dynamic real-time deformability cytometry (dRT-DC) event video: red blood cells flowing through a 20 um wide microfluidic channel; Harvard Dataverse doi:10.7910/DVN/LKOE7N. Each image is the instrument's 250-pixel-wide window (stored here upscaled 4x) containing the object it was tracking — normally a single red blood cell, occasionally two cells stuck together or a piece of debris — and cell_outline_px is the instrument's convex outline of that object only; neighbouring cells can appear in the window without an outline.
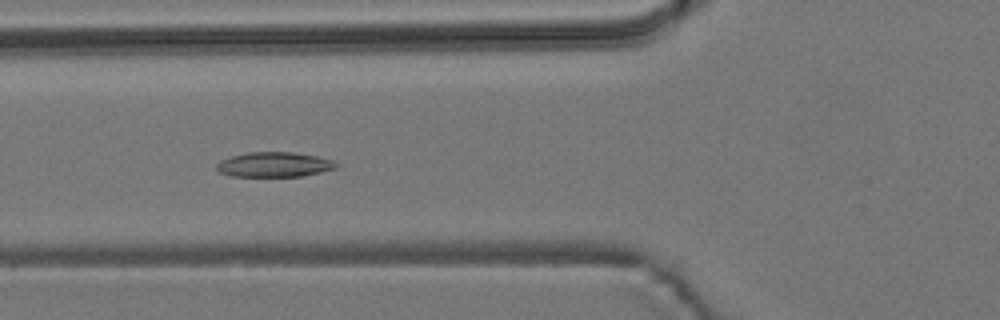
{"species": "common noctule bat (a hibernating species)", "species_latin": "Nyctalus noctula", "temperature_condition": "room temperature", "stored_images_in_passage": 39, "camera_frame_rate_fps": 3000, "um_per_image_px": 0.085, "animal": {"sex": "male", "body_mass_g": 19.2, "forearm_length_mm": 51.8}, "frame": {"image": 1, "passage_image": 3, "time_ms": 0.667, "image_size_px": [1000, 320], "cell_outline_px": [[340, 164], [336, 168], [320, 172], [300, 176], [228, 176], [220, 172], [216, 168], [216, 164], [220, 160], [232, 156], [248, 152], [292, 152], [316, 156], [332, 160]], "centroid_in_image_um": [23.29, 13.98], "position_along_channel_um": 102.5, "area_um2": 17.28}}
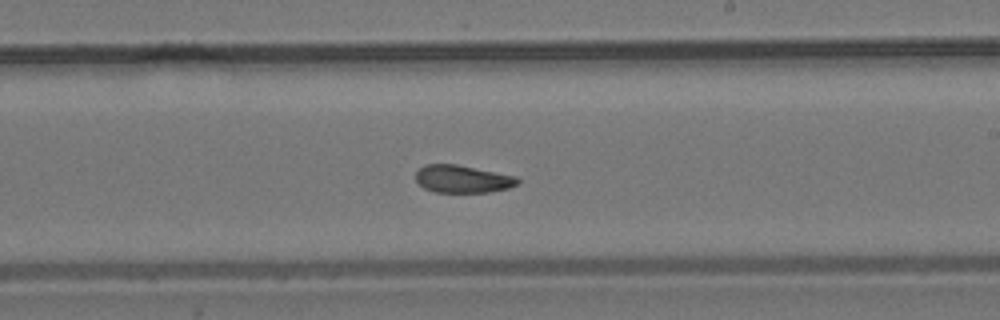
{"frame": {"image": 2, "passage_image": 15, "time_ms": 4.667, "image_size_px": [1000, 320], "cell_outline_px": [[520, 184], [508, 188], [488, 192], [436, 192], [424, 188], [416, 180], [416, 172], [424, 164], [456, 164], [516, 176], [520, 180]], "centroid_in_image_um": [39.33, 15.21], "position_along_channel_um": 249.7, "area_um2": 16.36}}
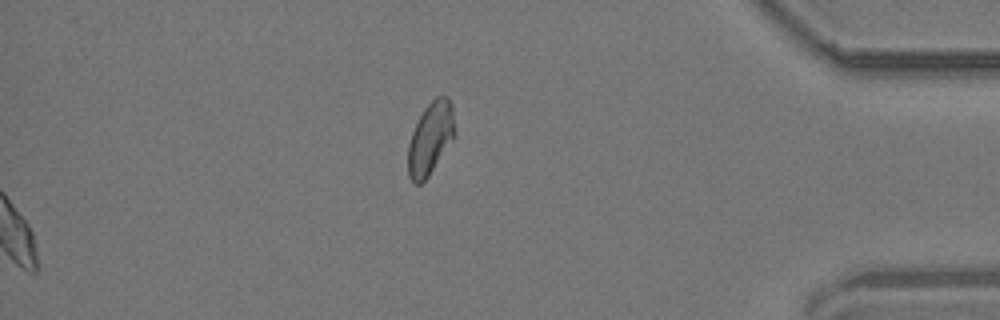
{"frame": {"image": 3, "passage_image": 39, "time_ms": 12.667, "image_size_px": [1000, 320], "cell_outline_px": [[456, 136], [428, 176], [420, 184], [412, 184], [408, 176], [408, 144], [412, 132], [424, 108], [436, 96], [448, 96], [452, 104], [456, 132]], "centroid_in_image_um": [36.6, 11.76], "position_along_channel_um": 398.6, "area_um2": 19.94}}